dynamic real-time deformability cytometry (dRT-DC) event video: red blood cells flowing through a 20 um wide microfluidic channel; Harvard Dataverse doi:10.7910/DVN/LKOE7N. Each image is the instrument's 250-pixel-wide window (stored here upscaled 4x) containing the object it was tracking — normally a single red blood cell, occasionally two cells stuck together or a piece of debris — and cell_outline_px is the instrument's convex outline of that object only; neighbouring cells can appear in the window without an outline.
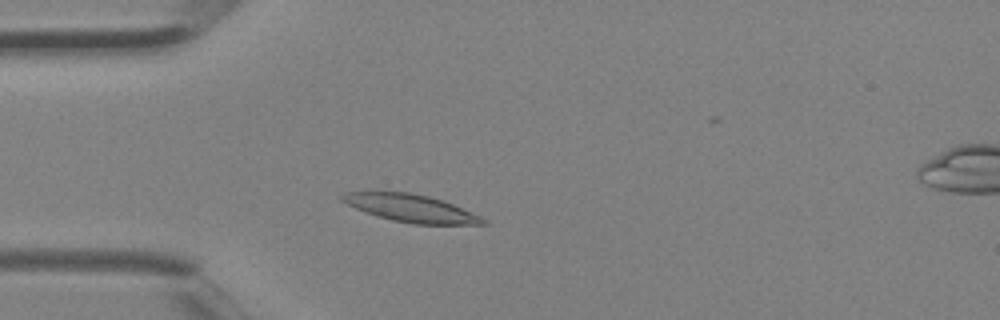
{"species": "Egyptian fruit bat (a non-hibernating species)", "species_latin": "Rousettus aegyptiacus", "temperature_condition": "room temperature", "stored_images_in_passage": 3, "camera_frame_rate_fps": 3000, "um_per_image_px": 0.085, "animal": {"sex": "female"}, "frame": {"image": 1, "passage_image": 2, "time_ms": 0.333, "image_size_px": [1000, 320], "cell_outline_px": [[488, 224], [412, 224], [392, 220], [356, 208], [340, 200], [336, 196], [344, 192], [408, 192], [428, 196], [444, 200], [480, 216], [488, 220]], "centroid_in_image_um": [34.93, 17.69], "position_along_channel_um": 50.1, "area_um2": 22.43}}